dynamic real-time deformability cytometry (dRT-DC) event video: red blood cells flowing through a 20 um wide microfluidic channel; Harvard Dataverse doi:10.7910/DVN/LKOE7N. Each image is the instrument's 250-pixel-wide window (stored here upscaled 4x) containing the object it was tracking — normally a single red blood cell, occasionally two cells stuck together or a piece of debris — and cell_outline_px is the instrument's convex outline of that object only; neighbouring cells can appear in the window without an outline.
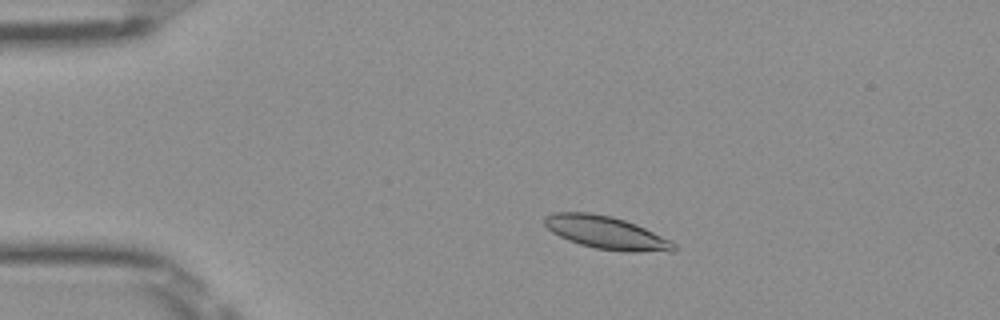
{"species": "Egyptian fruit bat (a non-hibernating species)", "species_latin": "Rousettus aegyptiacus", "temperature_condition": "room temperature", "stored_images_in_passage": 50, "camera_frame_rate_fps": 3000, "um_per_image_px": 0.085, "frame": {"image": 1, "passage_image": 9, "time_ms": 2.667, "image_size_px": [1000, 320], "cell_outline_px": [[676, 248], [672, 252], [624, 252], [596, 248], [580, 244], [568, 240], [552, 232], [544, 224], [544, 216], [552, 212], [588, 212], [612, 216], [636, 224], [672, 240], [676, 244]], "centroid_in_image_um": [51.56, 19.78], "position_along_channel_um": 33.4, "area_um2": 24.97}}
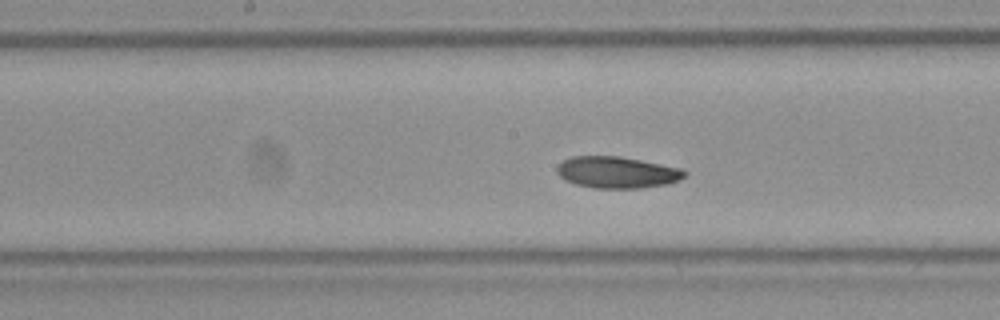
{"frame": {"image": 2, "passage_image": 25, "time_ms": 8.0, "image_size_px": [1000, 320], "cell_outline_px": [[688, 172], [680, 180], [668, 184], [640, 188], [592, 188], [576, 184], [564, 180], [556, 172], [556, 168], [564, 160], [572, 156], [620, 156], [680, 168]], "centroid_in_image_um": [52.44, 14.65], "position_along_channel_um": 195.8, "area_um2": 23.47}}
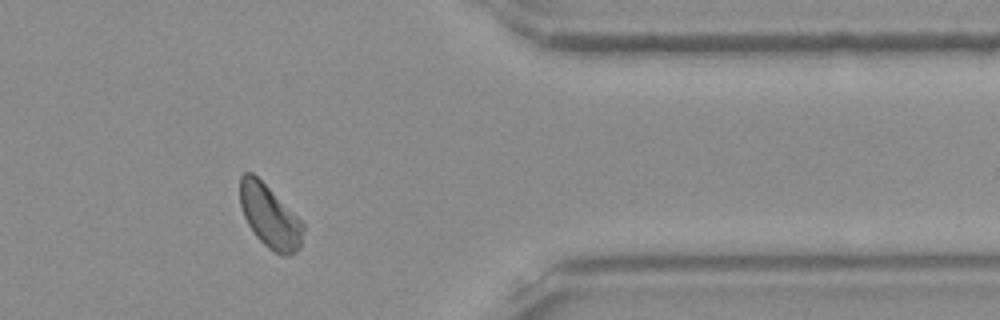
{"frame": {"image": 3, "passage_image": 41, "time_ms": 13.333, "image_size_px": [1000, 320], "cell_outline_px": [[304, 228], [300, 248], [288, 256], [280, 256], [268, 248], [256, 236], [248, 224], [244, 216], [240, 204], [240, 176], [244, 172], [252, 172], [304, 224]], "centroid_in_image_um": [22.91, 18.43], "position_along_channel_um": 388.5, "area_um2": 22.72}, "authors_computed_cell_mechanics": {"area_um2": 23.4957, "velocity_mm_per_s": 3.9503, "shape_relaxation_time_tau1_ms": 4.4345, "shape_relaxation_time_tau2_ms": 5.7233, "deformation_change_tau1": 0.1266, "deformation_change_tau2": 0.1013}}